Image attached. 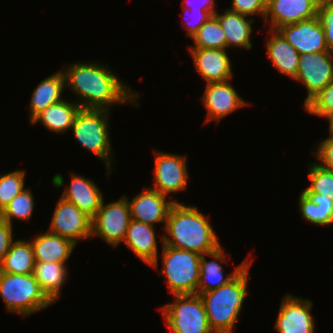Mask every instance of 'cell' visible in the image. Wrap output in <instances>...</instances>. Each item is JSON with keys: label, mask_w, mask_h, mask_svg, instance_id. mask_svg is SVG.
I'll use <instances>...</instances> for the list:
<instances>
[{"label": "cell", "mask_w": 333, "mask_h": 333, "mask_svg": "<svg viewBox=\"0 0 333 333\" xmlns=\"http://www.w3.org/2000/svg\"><path fill=\"white\" fill-rule=\"evenodd\" d=\"M154 187L161 194L183 191L187 186L188 171L186 157L155 152Z\"/></svg>", "instance_id": "7c38bea8"}, {"label": "cell", "mask_w": 333, "mask_h": 333, "mask_svg": "<svg viewBox=\"0 0 333 333\" xmlns=\"http://www.w3.org/2000/svg\"><path fill=\"white\" fill-rule=\"evenodd\" d=\"M269 33L272 36L266 43L268 57L277 70L294 80L300 54L277 31L269 30Z\"/></svg>", "instance_id": "603a6c76"}, {"label": "cell", "mask_w": 333, "mask_h": 333, "mask_svg": "<svg viewBox=\"0 0 333 333\" xmlns=\"http://www.w3.org/2000/svg\"><path fill=\"white\" fill-rule=\"evenodd\" d=\"M317 151H313L312 154L317 156V159L321 161L320 166L333 170V138L328 137L322 140Z\"/></svg>", "instance_id": "d590c367"}, {"label": "cell", "mask_w": 333, "mask_h": 333, "mask_svg": "<svg viewBox=\"0 0 333 333\" xmlns=\"http://www.w3.org/2000/svg\"><path fill=\"white\" fill-rule=\"evenodd\" d=\"M161 242L176 249L206 254L220 246L209 219L194 206L175 202L167 216Z\"/></svg>", "instance_id": "7a4b0ae2"}, {"label": "cell", "mask_w": 333, "mask_h": 333, "mask_svg": "<svg viewBox=\"0 0 333 333\" xmlns=\"http://www.w3.org/2000/svg\"><path fill=\"white\" fill-rule=\"evenodd\" d=\"M311 308L310 299L284 296L274 328L278 333H315Z\"/></svg>", "instance_id": "4fadbf2b"}, {"label": "cell", "mask_w": 333, "mask_h": 333, "mask_svg": "<svg viewBox=\"0 0 333 333\" xmlns=\"http://www.w3.org/2000/svg\"><path fill=\"white\" fill-rule=\"evenodd\" d=\"M319 3L320 0H268L265 25L271 22L269 30L276 31L282 26L316 17Z\"/></svg>", "instance_id": "5bb4252c"}, {"label": "cell", "mask_w": 333, "mask_h": 333, "mask_svg": "<svg viewBox=\"0 0 333 333\" xmlns=\"http://www.w3.org/2000/svg\"><path fill=\"white\" fill-rule=\"evenodd\" d=\"M128 199L124 195L106 205L102 200L100 208L92 218L91 237H100L114 248L123 242L131 221Z\"/></svg>", "instance_id": "ba28073f"}, {"label": "cell", "mask_w": 333, "mask_h": 333, "mask_svg": "<svg viewBox=\"0 0 333 333\" xmlns=\"http://www.w3.org/2000/svg\"><path fill=\"white\" fill-rule=\"evenodd\" d=\"M36 262L66 263L76 244L60 235L47 233L39 234L32 239Z\"/></svg>", "instance_id": "44dd1931"}, {"label": "cell", "mask_w": 333, "mask_h": 333, "mask_svg": "<svg viewBox=\"0 0 333 333\" xmlns=\"http://www.w3.org/2000/svg\"><path fill=\"white\" fill-rule=\"evenodd\" d=\"M329 122V137L333 138V115L328 118Z\"/></svg>", "instance_id": "ab89813d"}, {"label": "cell", "mask_w": 333, "mask_h": 333, "mask_svg": "<svg viewBox=\"0 0 333 333\" xmlns=\"http://www.w3.org/2000/svg\"><path fill=\"white\" fill-rule=\"evenodd\" d=\"M276 31L300 55L329 51L325 41L323 25L318 16L282 26Z\"/></svg>", "instance_id": "8fae6325"}, {"label": "cell", "mask_w": 333, "mask_h": 333, "mask_svg": "<svg viewBox=\"0 0 333 333\" xmlns=\"http://www.w3.org/2000/svg\"><path fill=\"white\" fill-rule=\"evenodd\" d=\"M80 109L81 107L76 101L71 103L62 100L43 109L30 122L34 125L40 121L50 131L64 133L72 127Z\"/></svg>", "instance_id": "cb8c5ba5"}, {"label": "cell", "mask_w": 333, "mask_h": 333, "mask_svg": "<svg viewBox=\"0 0 333 333\" xmlns=\"http://www.w3.org/2000/svg\"><path fill=\"white\" fill-rule=\"evenodd\" d=\"M64 87L66 86L63 71H57L41 81L32 93L29 120L31 121L48 106L62 101L61 93L64 91Z\"/></svg>", "instance_id": "d4e9b609"}, {"label": "cell", "mask_w": 333, "mask_h": 333, "mask_svg": "<svg viewBox=\"0 0 333 333\" xmlns=\"http://www.w3.org/2000/svg\"><path fill=\"white\" fill-rule=\"evenodd\" d=\"M0 296L9 312L25 317L53 304L42 292L33 273L0 272Z\"/></svg>", "instance_id": "277c9868"}, {"label": "cell", "mask_w": 333, "mask_h": 333, "mask_svg": "<svg viewBox=\"0 0 333 333\" xmlns=\"http://www.w3.org/2000/svg\"><path fill=\"white\" fill-rule=\"evenodd\" d=\"M174 303L160 310L171 333H214L204 303L198 294L173 295Z\"/></svg>", "instance_id": "52a82bcc"}, {"label": "cell", "mask_w": 333, "mask_h": 333, "mask_svg": "<svg viewBox=\"0 0 333 333\" xmlns=\"http://www.w3.org/2000/svg\"><path fill=\"white\" fill-rule=\"evenodd\" d=\"M308 113L329 118L333 115V81L312 98L305 106Z\"/></svg>", "instance_id": "d6a6232c"}, {"label": "cell", "mask_w": 333, "mask_h": 333, "mask_svg": "<svg viewBox=\"0 0 333 333\" xmlns=\"http://www.w3.org/2000/svg\"><path fill=\"white\" fill-rule=\"evenodd\" d=\"M25 171L15 170L0 174V213L24 189Z\"/></svg>", "instance_id": "1f68e13d"}, {"label": "cell", "mask_w": 333, "mask_h": 333, "mask_svg": "<svg viewBox=\"0 0 333 333\" xmlns=\"http://www.w3.org/2000/svg\"><path fill=\"white\" fill-rule=\"evenodd\" d=\"M333 52L302 54L299 57L297 76L307 89L304 106L333 81Z\"/></svg>", "instance_id": "9c48e42d"}, {"label": "cell", "mask_w": 333, "mask_h": 333, "mask_svg": "<svg viewBox=\"0 0 333 333\" xmlns=\"http://www.w3.org/2000/svg\"><path fill=\"white\" fill-rule=\"evenodd\" d=\"M318 17L323 25L328 49L333 52V0H320Z\"/></svg>", "instance_id": "836d02e7"}, {"label": "cell", "mask_w": 333, "mask_h": 333, "mask_svg": "<svg viewBox=\"0 0 333 333\" xmlns=\"http://www.w3.org/2000/svg\"><path fill=\"white\" fill-rule=\"evenodd\" d=\"M163 270L172 295L197 294L199 284V253L176 249L162 243Z\"/></svg>", "instance_id": "8992f818"}, {"label": "cell", "mask_w": 333, "mask_h": 333, "mask_svg": "<svg viewBox=\"0 0 333 333\" xmlns=\"http://www.w3.org/2000/svg\"><path fill=\"white\" fill-rule=\"evenodd\" d=\"M299 211L306 221L321 226L333 224V199L318 198L317 193L302 192Z\"/></svg>", "instance_id": "83f0119b"}, {"label": "cell", "mask_w": 333, "mask_h": 333, "mask_svg": "<svg viewBox=\"0 0 333 333\" xmlns=\"http://www.w3.org/2000/svg\"><path fill=\"white\" fill-rule=\"evenodd\" d=\"M192 39L194 40V47L189 48L226 49V37L215 15L210 16Z\"/></svg>", "instance_id": "f1b7e54d"}, {"label": "cell", "mask_w": 333, "mask_h": 333, "mask_svg": "<svg viewBox=\"0 0 333 333\" xmlns=\"http://www.w3.org/2000/svg\"><path fill=\"white\" fill-rule=\"evenodd\" d=\"M183 5H185L183 8L189 10L207 11L211 16L217 13V10L214 9V0H183Z\"/></svg>", "instance_id": "f35d334b"}, {"label": "cell", "mask_w": 333, "mask_h": 333, "mask_svg": "<svg viewBox=\"0 0 333 333\" xmlns=\"http://www.w3.org/2000/svg\"><path fill=\"white\" fill-rule=\"evenodd\" d=\"M307 168L311 185L303 192L317 193L318 198L333 199V170L324 168L316 162Z\"/></svg>", "instance_id": "4dcf8cb0"}, {"label": "cell", "mask_w": 333, "mask_h": 333, "mask_svg": "<svg viewBox=\"0 0 333 333\" xmlns=\"http://www.w3.org/2000/svg\"><path fill=\"white\" fill-rule=\"evenodd\" d=\"M70 181L71 184L66 187L61 197L93 218L104 199L103 193L93 181L84 176L71 173Z\"/></svg>", "instance_id": "ffe728a7"}, {"label": "cell", "mask_w": 333, "mask_h": 333, "mask_svg": "<svg viewBox=\"0 0 333 333\" xmlns=\"http://www.w3.org/2000/svg\"><path fill=\"white\" fill-rule=\"evenodd\" d=\"M201 98L207 111L206 123L212 120L219 123L224 116L248 104L239 96L229 80L206 83V89Z\"/></svg>", "instance_id": "9a60e30c"}, {"label": "cell", "mask_w": 333, "mask_h": 333, "mask_svg": "<svg viewBox=\"0 0 333 333\" xmlns=\"http://www.w3.org/2000/svg\"><path fill=\"white\" fill-rule=\"evenodd\" d=\"M144 263L158 267V245L154 226L131 219L123 240Z\"/></svg>", "instance_id": "d6986e66"}, {"label": "cell", "mask_w": 333, "mask_h": 333, "mask_svg": "<svg viewBox=\"0 0 333 333\" xmlns=\"http://www.w3.org/2000/svg\"><path fill=\"white\" fill-rule=\"evenodd\" d=\"M35 256L31 241L19 239L11 244L10 250L0 263V272L11 274H31L35 266Z\"/></svg>", "instance_id": "4316f807"}, {"label": "cell", "mask_w": 333, "mask_h": 333, "mask_svg": "<svg viewBox=\"0 0 333 333\" xmlns=\"http://www.w3.org/2000/svg\"><path fill=\"white\" fill-rule=\"evenodd\" d=\"M268 0H233L232 7L228 10L243 14L246 16H253L258 13L265 19L267 12Z\"/></svg>", "instance_id": "e575fe53"}, {"label": "cell", "mask_w": 333, "mask_h": 333, "mask_svg": "<svg viewBox=\"0 0 333 333\" xmlns=\"http://www.w3.org/2000/svg\"><path fill=\"white\" fill-rule=\"evenodd\" d=\"M49 228V232L67 238L77 245L78 240L91 237L92 218L61 197L56 204Z\"/></svg>", "instance_id": "30bf717a"}, {"label": "cell", "mask_w": 333, "mask_h": 333, "mask_svg": "<svg viewBox=\"0 0 333 333\" xmlns=\"http://www.w3.org/2000/svg\"><path fill=\"white\" fill-rule=\"evenodd\" d=\"M205 256L213 257L216 260H221L222 262L226 261V256L224 253L223 247L221 245L215 250L203 254L200 259V268H199V284L197 287V294L218 289L219 287L228 284L235 276L248 264L252 259H246L239 264L233 272L225 277L223 274V268L218 261L211 260L207 261Z\"/></svg>", "instance_id": "ac0fdd59"}, {"label": "cell", "mask_w": 333, "mask_h": 333, "mask_svg": "<svg viewBox=\"0 0 333 333\" xmlns=\"http://www.w3.org/2000/svg\"><path fill=\"white\" fill-rule=\"evenodd\" d=\"M183 11L185 12H190V14L192 13L195 14L193 15V19L190 16V18L188 17V20H185V29L186 34L188 36H190V38H193L197 33L198 30L200 29V27L210 18V14L207 11H196V10H189L188 8H183Z\"/></svg>", "instance_id": "8d00e7d4"}, {"label": "cell", "mask_w": 333, "mask_h": 333, "mask_svg": "<svg viewBox=\"0 0 333 333\" xmlns=\"http://www.w3.org/2000/svg\"><path fill=\"white\" fill-rule=\"evenodd\" d=\"M65 263L36 262L33 275L42 292L53 303L61 297V287L68 277Z\"/></svg>", "instance_id": "484cf974"}, {"label": "cell", "mask_w": 333, "mask_h": 333, "mask_svg": "<svg viewBox=\"0 0 333 333\" xmlns=\"http://www.w3.org/2000/svg\"><path fill=\"white\" fill-rule=\"evenodd\" d=\"M34 197L29 188L24 189L1 211L0 218L12 225V219L28 221L32 216L34 209Z\"/></svg>", "instance_id": "f546056e"}, {"label": "cell", "mask_w": 333, "mask_h": 333, "mask_svg": "<svg viewBox=\"0 0 333 333\" xmlns=\"http://www.w3.org/2000/svg\"><path fill=\"white\" fill-rule=\"evenodd\" d=\"M194 65L206 81L224 82L232 79L231 61L226 49L215 48H189Z\"/></svg>", "instance_id": "e0dca14e"}, {"label": "cell", "mask_w": 333, "mask_h": 333, "mask_svg": "<svg viewBox=\"0 0 333 333\" xmlns=\"http://www.w3.org/2000/svg\"><path fill=\"white\" fill-rule=\"evenodd\" d=\"M168 196L155 189L149 188L136 195L132 201L128 200L131 219L154 226L163 223L165 226L171 206L178 201H167Z\"/></svg>", "instance_id": "2e32d148"}, {"label": "cell", "mask_w": 333, "mask_h": 333, "mask_svg": "<svg viewBox=\"0 0 333 333\" xmlns=\"http://www.w3.org/2000/svg\"><path fill=\"white\" fill-rule=\"evenodd\" d=\"M101 63H74L65 68V86L75 92L81 109L110 110L114 104L136 103L133 92L111 69ZM82 99V100H81Z\"/></svg>", "instance_id": "6da1fadb"}, {"label": "cell", "mask_w": 333, "mask_h": 333, "mask_svg": "<svg viewBox=\"0 0 333 333\" xmlns=\"http://www.w3.org/2000/svg\"><path fill=\"white\" fill-rule=\"evenodd\" d=\"M215 16L224 31L226 49L231 46L245 49L252 48L250 37L253 31L251 24L255 22L254 19H248V16L232 12L228 9L225 10L224 14L219 15V13H216Z\"/></svg>", "instance_id": "7402d4cb"}, {"label": "cell", "mask_w": 333, "mask_h": 333, "mask_svg": "<svg viewBox=\"0 0 333 333\" xmlns=\"http://www.w3.org/2000/svg\"><path fill=\"white\" fill-rule=\"evenodd\" d=\"M248 263L228 284L200 294L211 330L214 333H232L246 297Z\"/></svg>", "instance_id": "3957f363"}, {"label": "cell", "mask_w": 333, "mask_h": 333, "mask_svg": "<svg viewBox=\"0 0 333 333\" xmlns=\"http://www.w3.org/2000/svg\"><path fill=\"white\" fill-rule=\"evenodd\" d=\"M109 110L80 109L71 127L77 141L89 152L104 160L108 174L112 171V148L109 139Z\"/></svg>", "instance_id": "5b68a950"}, {"label": "cell", "mask_w": 333, "mask_h": 333, "mask_svg": "<svg viewBox=\"0 0 333 333\" xmlns=\"http://www.w3.org/2000/svg\"><path fill=\"white\" fill-rule=\"evenodd\" d=\"M12 226L0 218V263L13 243Z\"/></svg>", "instance_id": "74e56055"}]
</instances>
